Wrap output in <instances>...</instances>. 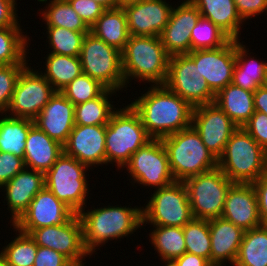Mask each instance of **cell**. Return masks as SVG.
Masks as SVG:
<instances>
[{
  "mask_svg": "<svg viewBox=\"0 0 267 266\" xmlns=\"http://www.w3.org/2000/svg\"><path fill=\"white\" fill-rule=\"evenodd\" d=\"M224 219L244 231L261 226L258 212V199L252 183H233L227 194L224 204Z\"/></svg>",
  "mask_w": 267,
  "mask_h": 266,
  "instance_id": "cell-21",
  "label": "cell"
},
{
  "mask_svg": "<svg viewBox=\"0 0 267 266\" xmlns=\"http://www.w3.org/2000/svg\"><path fill=\"white\" fill-rule=\"evenodd\" d=\"M164 85L193 108L214 103L215 100V94L200 75L195 62L187 54L170 56Z\"/></svg>",
  "mask_w": 267,
  "mask_h": 266,
  "instance_id": "cell-13",
  "label": "cell"
},
{
  "mask_svg": "<svg viewBox=\"0 0 267 266\" xmlns=\"http://www.w3.org/2000/svg\"><path fill=\"white\" fill-rule=\"evenodd\" d=\"M193 219L187 189L176 181L167 187L155 189L142 207V225L184 227Z\"/></svg>",
  "mask_w": 267,
  "mask_h": 266,
  "instance_id": "cell-10",
  "label": "cell"
},
{
  "mask_svg": "<svg viewBox=\"0 0 267 266\" xmlns=\"http://www.w3.org/2000/svg\"><path fill=\"white\" fill-rule=\"evenodd\" d=\"M237 13L245 22L253 16L267 13V0H234Z\"/></svg>",
  "mask_w": 267,
  "mask_h": 266,
  "instance_id": "cell-47",
  "label": "cell"
},
{
  "mask_svg": "<svg viewBox=\"0 0 267 266\" xmlns=\"http://www.w3.org/2000/svg\"><path fill=\"white\" fill-rule=\"evenodd\" d=\"M194 219L210 220L221 217L226 194L233 184L217 166L183 181Z\"/></svg>",
  "mask_w": 267,
  "mask_h": 266,
  "instance_id": "cell-8",
  "label": "cell"
},
{
  "mask_svg": "<svg viewBox=\"0 0 267 266\" xmlns=\"http://www.w3.org/2000/svg\"><path fill=\"white\" fill-rule=\"evenodd\" d=\"M161 141L167 151L175 181L183 182L218 166V160L206 148L192 125L162 138Z\"/></svg>",
  "mask_w": 267,
  "mask_h": 266,
  "instance_id": "cell-5",
  "label": "cell"
},
{
  "mask_svg": "<svg viewBox=\"0 0 267 266\" xmlns=\"http://www.w3.org/2000/svg\"><path fill=\"white\" fill-rule=\"evenodd\" d=\"M253 98L254 92L230 83L215 95L214 103L242 127L255 112Z\"/></svg>",
  "mask_w": 267,
  "mask_h": 266,
  "instance_id": "cell-27",
  "label": "cell"
},
{
  "mask_svg": "<svg viewBox=\"0 0 267 266\" xmlns=\"http://www.w3.org/2000/svg\"><path fill=\"white\" fill-rule=\"evenodd\" d=\"M165 266H176L174 263L172 262H164Z\"/></svg>",
  "mask_w": 267,
  "mask_h": 266,
  "instance_id": "cell-55",
  "label": "cell"
},
{
  "mask_svg": "<svg viewBox=\"0 0 267 266\" xmlns=\"http://www.w3.org/2000/svg\"><path fill=\"white\" fill-rule=\"evenodd\" d=\"M85 264H77V265H72V266H84Z\"/></svg>",
  "mask_w": 267,
  "mask_h": 266,
  "instance_id": "cell-56",
  "label": "cell"
},
{
  "mask_svg": "<svg viewBox=\"0 0 267 266\" xmlns=\"http://www.w3.org/2000/svg\"><path fill=\"white\" fill-rule=\"evenodd\" d=\"M28 63L0 65V114L6 113L10 104L18 77Z\"/></svg>",
  "mask_w": 267,
  "mask_h": 266,
  "instance_id": "cell-42",
  "label": "cell"
},
{
  "mask_svg": "<svg viewBox=\"0 0 267 266\" xmlns=\"http://www.w3.org/2000/svg\"><path fill=\"white\" fill-rule=\"evenodd\" d=\"M89 167L64 152L45 173V187L76 214L86 206ZM85 205V206H84Z\"/></svg>",
  "mask_w": 267,
  "mask_h": 266,
  "instance_id": "cell-7",
  "label": "cell"
},
{
  "mask_svg": "<svg viewBox=\"0 0 267 266\" xmlns=\"http://www.w3.org/2000/svg\"><path fill=\"white\" fill-rule=\"evenodd\" d=\"M252 185L255 188L258 199V212L262 225H267V172Z\"/></svg>",
  "mask_w": 267,
  "mask_h": 266,
  "instance_id": "cell-48",
  "label": "cell"
},
{
  "mask_svg": "<svg viewBox=\"0 0 267 266\" xmlns=\"http://www.w3.org/2000/svg\"><path fill=\"white\" fill-rule=\"evenodd\" d=\"M24 168L23 158L12 153L0 152V188Z\"/></svg>",
  "mask_w": 267,
  "mask_h": 266,
  "instance_id": "cell-44",
  "label": "cell"
},
{
  "mask_svg": "<svg viewBox=\"0 0 267 266\" xmlns=\"http://www.w3.org/2000/svg\"><path fill=\"white\" fill-rule=\"evenodd\" d=\"M233 266H267V225L244 231Z\"/></svg>",
  "mask_w": 267,
  "mask_h": 266,
  "instance_id": "cell-31",
  "label": "cell"
},
{
  "mask_svg": "<svg viewBox=\"0 0 267 266\" xmlns=\"http://www.w3.org/2000/svg\"><path fill=\"white\" fill-rule=\"evenodd\" d=\"M140 1H142V0H118V4H119V7L123 8L127 5L134 4V3H137Z\"/></svg>",
  "mask_w": 267,
  "mask_h": 266,
  "instance_id": "cell-53",
  "label": "cell"
},
{
  "mask_svg": "<svg viewBox=\"0 0 267 266\" xmlns=\"http://www.w3.org/2000/svg\"><path fill=\"white\" fill-rule=\"evenodd\" d=\"M218 167L233 183H253L267 172V151L238 127L219 157Z\"/></svg>",
  "mask_w": 267,
  "mask_h": 266,
  "instance_id": "cell-4",
  "label": "cell"
},
{
  "mask_svg": "<svg viewBox=\"0 0 267 266\" xmlns=\"http://www.w3.org/2000/svg\"><path fill=\"white\" fill-rule=\"evenodd\" d=\"M90 32L122 52L130 36L125 11L122 7L105 9Z\"/></svg>",
  "mask_w": 267,
  "mask_h": 266,
  "instance_id": "cell-29",
  "label": "cell"
},
{
  "mask_svg": "<svg viewBox=\"0 0 267 266\" xmlns=\"http://www.w3.org/2000/svg\"><path fill=\"white\" fill-rule=\"evenodd\" d=\"M68 2L89 27L105 10L101 4L93 0H68Z\"/></svg>",
  "mask_w": 267,
  "mask_h": 266,
  "instance_id": "cell-45",
  "label": "cell"
},
{
  "mask_svg": "<svg viewBox=\"0 0 267 266\" xmlns=\"http://www.w3.org/2000/svg\"><path fill=\"white\" fill-rule=\"evenodd\" d=\"M51 52L58 55L79 56L84 36L88 32L72 31L63 27H46Z\"/></svg>",
  "mask_w": 267,
  "mask_h": 266,
  "instance_id": "cell-39",
  "label": "cell"
},
{
  "mask_svg": "<svg viewBox=\"0 0 267 266\" xmlns=\"http://www.w3.org/2000/svg\"><path fill=\"white\" fill-rule=\"evenodd\" d=\"M64 152L63 145L33 125L27 135L25 167L46 173Z\"/></svg>",
  "mask_w": 267,
  "mask_h": 266,
  "instance_id": "cell-25",
  "label": "cell"
},
{
  "mask_svg": "<svg viewBox=\"0 0 267 266\" xmlns=\"http://www.w3.org/2000/svg\"><path fill=\"white\" fill-rule=\"evenodd\" d=\"M191 125L206 148L218 160L238 126L215 103L193 108Z\"/></svg>",
  "mask_w": 267,
  "mask_h": 266,
  "instance_id": "cell-16",
  "label": "cell"
},
{
  "mask_svg": "<svg viewBox=\"0 0 267 266\" xmlns=\"http://www.w3.org/2000/svg\"><path fill=\"white\" fill-rule=\"evenodd\" d=\"M31 68L21 71L5 114L34 120L56 92L39 70Z\"/></svg>",
  "mask_w": 267,
  "mask_h": 266,
  "instance_id": "cell-12",
  "label": "cell"
},
{
  "mask_svg": "<svg viewBox=\"0 0 267 266\" xmlns=\"http://www.w3.org/2000/svg\"><path fill=\"white\" fill-rule=\"evenodd\" d=\"M117 92L106 88L98 97L75 105V125H107L112 113L116 110L110 103V98L112 94L117 95Z\"/></svg>",
  "mask_w": 267,
  "mask_h": 266,
  "instance_id": "cell-33",
  "label": "cell"
},
{
  "mask_svg": "<svg viewBox=\"0 0 267 266\" xmlns=\"http://www.w3.org/2000/svg\"><path fill=\"white\" fill-rule=\"evenodd\" d=\"M191 51L213 49L225 45L230 38L210 20L200 17L190 30Z\"/></svg>",
  "mask_w": 267,
  "mask_h": 266,
  "instance_id": "cell-40",
  "label": "cell"
},
{
  "mask_svg": "<svg viewBox=\"0 0 267 266\" xmlns=\"http://www.w3.org/2000/svg\"><path fill=\"white\" fill-rule=\"evenodd\" d=\"M176 266H213L207 259L185 252L172 261Z\"/></svg>",
  "mask_w": 267,
  "mask_h": 266,
  "instance_id": "cell-50",
  "label": "cell"
},
{
  "mask_svg": "<svg viewBox=\"0 0 267 266\" xmlns=\"http://www.w3.org/2000/svg\"><path fill=\"white\" fill-rule=\"evenodd\" d=\"M186 252L201 256L211 263V238L208 220L192 219L183 227Z\"/></svg>",
  "mask_w": 267,
  "mask_h": 266,
  "instance_id": "cell-38",
  "label": "cell"
},
{
  "mask_svg": "<svg viewBox=\"0 0 267 266\" xmlns=\"http://www.w3.org/2000/svg\"><path fill=\"white\" fill-rule=\"evenodd\" d=\"M254 110L267 114V85L260 86L254 92Z\"/></svg>",
  "mask_w": 267,
  "mask_h": 266,
  "instance_id": "cell-51",
  "label": "cell"
},
{
  "mask_svg": "<svg viewBox=\"0 0 267 266\" xmlns=\"http://www.w3.org/2000/svg\"><path fill=\"white\" fill-rule=\"evenodd\" d=\"M101 4L105 9L118 8V0H93Z\"/></svg>",
  "mask_w": 267,
  "mask_h": 266,
  "instance_id": "cell-52",
  "label": "cell"
},
{
  "mask_svg": "<svg viewBox=\"0 0 267 266\" xmlns=\"http://www.w3.org/2000/svg\"><path fill=\"white\" fill-rule=\"evenodd\" d=\"M23 33L21 26L0 27V65L28 62L26 51L30 39Z\"/></svg>",
  "mask_w": 267,
  "mask_h": 266,
  "instance_id": "cell-36",
  "label": "cell"
},
{
  "mask_svg": "<svg viewBox=\"0 0 267 266\" xmlns=\"http://www.w3.org/2000/svg\"><path fill=\"white\" fill-rule=\"evenodd\" d=\"M16 0H0V27L20 26Z\"/></svg>",
  "mask_w": 267,
  "mask_h": 266,
  "instance_id": "cell-49",
  "label": "cell"
},
{
  "mask_svg": "<svg viewBox=\"0 0 267 266\" xmlns=\"http://www.w3.org/2000/svg\"><path fill=\"white\" fill-rule=\"evenodd\" d=\"M242 127L267 151V114L255 111Z\"/></svg>",
  "mask_w": 267,
  "mask_h": 266,
  "instance_id": "cell-43",
  "label": "cell"
},
{
  "mask_svg": "<svg viewBox=\"0 0 267 266\" xmlns=\"http://www.w3.org/2000/svg\"><path fill=\"white\" fill-rule=\"evenodd\" d=\"M16 233L15 239L6 244L0 252L6 259L9 266H33L38 246L33 238L13 226Z\"/></svg>",
  "mask_w": 267,
  "mask_h": 266,
  "instance_id": "cell-37",
  "label": "cell"
},
{
  "mask_svg": "<svg viewBox=\"0 0 267 266\" xmlns=\"http://www.w3.org/2000/svg\"><path fill=\"white\" fill-rule=\"evenodd\" d=\"M246 45L236 40V65L232 83L245 90L255 92L260 86L266 85L267 61L248 56ZM248 57V58H247ZM250 58V59H249Z\"/></svg>",
  "mask_w": 267,
  "mask_h": 266,
  "instance_id": "cell-28",
  "label": "cell"
},
{
  "mask_svg": "<svg viewBox=\"0 0 267 266\" xmlns=\"http://www.w3.org/2000/svg\"><path fill=\"white\" fill-rule=\"evenodd\" d=\"M127 168L133 183L145 187L163 188L175 181L165 146L161 139H152L131 155Z\"/></svg>",
  "mask_w": 267,
  "mask_h": 266,
  "instance_id": "cell-11",
  "label": "cell"
},
{
  "mask_svg": "<svg viewBox=\"0 0 267 266\" xmlns=\"http://www.w3.org/2000/svg\"><path fill=\"white\" fill-rule=\"evenodd\" d=\"M173 6L166 0H142L123 7L131 36L160 37Z\"/></svg>",
  "mask_w": 267,
  "mask_h": 266,
  "instance_id": "cell-19",
  "label": "cell"
},
{
  "mask_svg": "<svg viewBox=\"0 0 267 266\" xmlns=\"http://www.w3.org/2000/svg\"><path fill=\"white\" fill-rule=\"evenodd\" d=\"M44 58H46V69H44V73L40 72L56 91H61L83 73L79 56L49 53Z\"/></svg>",
  "mask_w": 267,
  "mask_h": 266,
  "instance_id": "cell-32",
  "label": "cell"
},
{
  "mask_svg": "<svg viewBox=\"0 0 267 266\" xmlns=\"http://www.w3.org/2000/svg\"><path fill=\"white\" fill-rule=\"evenodd\" d=\"M131 102L152 139H162L191 126L193 107L164 84L150 85Z\"/></svg>",
  "mask_w": 267,
  "mask_h": 266,
  "instance_id": "cell-1",
  "label": "cell"
},
{
  "mask_svg": "<svg viewBox=\"0 0 267 266\" xmlns=\"http://www.w3.org/2000/svg\"><path fill=\"white\" fill-rule=\"evenodd\" d=\"M46 3L48 0H37ZM41 12L46 27H63L77 32H90V27L72 8L68 0H49ZM48 5V6H47ZM47 8V9H46Z\"/></svg>",
  "mask_w": 267,
  "mask_h": 266,
  "instance_id": "cell-35",
  "label": "cell"
},
{
  "mask_svg": "<svg viewBox=\"0 0 267 266\" xmlns=\"http://www.w3.org/2000/svg\"><path fill=\"white\" fill-rule=\"evenodd\" d=\"M201 14L190 0H182L173 7L168 23L160 35L166 52L172 56L191 52L190 30L197 24Z\"/></svg>",
  "mask_w": 267,
  "mask_h": 266,
  "instance_id": "cell-20",
  "label": "cell"
},
{
  "mask_svg": "<svg viewBox=\"0 0 267 266\" xmlns=\"http://www.w3.org/2000/svg\"><path fill=\"white\" fill-rule=\"evenodd\" d=\"M201 17L210 20L230 39L240 40V28L244 21L237 13L234 0H190ZM243 22V23H242Z\"/></svg>",
  "mask_w": 267,
  "mask_h": 266,
  "instance_id": "cell-26",
  "label": "cell"
},
{
  "mask_svg": "<svg viewBox=\"0 0 267 266\" xmlns=\"http://www.w3.org/2000/svg\"><path fill=\"white\" fill-rule=\"evenodd\" d=\"M211 238V264L225 266V262L235 263L244 235L241 227L223 217L208 220Z\"/></svg>",
  "mask_w": 267,
  "mask_h": 266,
  "instance_id": "cell-24",
  "label": "cell"
},
{
  "mask_svg": "<svg viewBox=\"0 0 267 266\" xmlns=\"http://www.w3.org/2000/svg\"><path fill=\"white\" fill-rule=\"evenodd\" d=\"M187 55L195 62L200 75L215 95L232 83L236 65V40L230 39L218 48L194 50Z\"/></svg>",
  "mask_w": 267,
  "mask_h": 266,
  "instance_id": "cell-15",
  "label": "cell"
},
{
  "mask_svg": "<svg viewBox=\"0 0 267 266\" xmlns=\"http://www.w3.org/2000/svg\"><path fill=\"white\" fill-rule=\"evenodd\" d=\"M106 87L98 80L81 73L60 92L74 105L85 103L98 97Z\"/></svg>",
  "mask_w": 267,
  "mask_h": 266,
  "instance_id": "cell-41",
  "label": "cell"
},
{
  "mask_svg": "<svg viewBox=\"0 0 267 266\" xmlns=\"http://www.w3.org/2000/svg\"><path fill=\"white\" fill-rule=\"evenodd\" d=\"M152 138L148 135L139 114L129 104L114 111L106 125V165L124 168L131 155Z\"/></svg>",
  "mask_w": 267,
  "mask_h": 266,
  "instance_id": "cell-6",
  "label": "cell"
},
{
  "mask_svg": "<svg viewBox=\"0 0 267 266\" xmlns=\"http://www.w3.org/2000/svg\"><path fill=\"white\" fill-rule=\"evenodd\" d=\"M149 241L163 262H172L186 252L182 227L153 226Z\"/></svg>",
  "mask_w": 267,
  "mask_h": 266,
  "instance_id": "cell-34",
  "label": "cell"
},
{
  "mask_svg": "<svg viewBox=\"0 0 267 266\" xmlns=\"http://www.w3.org/2000/svg\"><path fill=\"white\" fill-rule=\"evenodd\" d=\"M29 235L37 246L61 253L73 265L85 264L83 260L88 255L90 257L83 243L82 224L78 214L64 224L34 229Z\"/></svg>",
  "mask_w": 267,
  "mask_h": 266,
  "instance_id": "cell-14",
  "label": "cell"
},
{
  "mask_svg": "<svg viewBox=\"0 0 267 266\" xmlns=\"http://www.w3.org/2000/svg\"><path fill=\"white\" fill-rule=\"evenodd\" d=\"M106 125H75L67 142L64 153L87 165L106 164L105 150Z\"/></svg>",
  "mask_w": 267,
  "mask_h": 266,
  "instance_id": "cell-18",
  "label": "cell"
},
{
  "mask_svg": "<svg viewBox=\"0 0 267 266\" xmlns=\"http://www.w3.org/2000/svg\"><path fill=\"white\" fill-rule=\"evenodd\" d=\"M82 72L98 80L108 89L119 91L125 87L121 51L88 32L79 55Z\"/></svg>",
  "mask_w": 267,
  "mask_h": 266,
  "instance_id": "cell-9",
  "label": "cell"
},
{
  "mask_svg": "<svg viewBox=\"0 0 267 266\" xmlns=\"http://www.w3.org/2000/svg\"><path fill=\"white\" fill-rule=\"evenodd\" d=\"M87 211V212H86ZM78 213L83 243L90 256L109 240L128 237L142 227V207L103 206Z\"/></svg>",
  "mask_w": 267,
  "mask_h": 266,
  "instance_id": "cell-2",
  "label": "cell"
},
{
  "mask_svg": "<svg viewBox=\"0 0 267 266\" xmlns=\"http://www.w3.org/2000/svg\"><path fill=\"white\" fill-rule=\"evenodd\" d=\"M74 110L75 105L56 91L33 122L50 138L64 145L75 126Z\"/></svg>",
  "mask_w": 267,
  "mask_h": 266,
  "instance_id": "cell-22",
  "label": "cell"
},
{
  "mask_svg": "<svg viewBox=\"0 0 267 266\" xmlns=\"http://www.w3.org/2000/svg\"><path fill=\"white\" fill-rule=\"evenodd\" d=\"M75 214L71 208L44 187L12 226L29 234L34 229L64 224Z\"/></svg>",
  "mask_w": 267,
  "mask_h": 266,
  "instance_id": "cell-17",
  "label": "cell"
},
{
  "mask_svg": "<svg viewBox=\"0 0 267 266\" xmlns=\"http://www.w3.org/2000/svg\"><path fill=\"white\" fill-rule=\"evenodd\" d=\"M125 86L138 79L151 85L164 84L170 55L158 36H129L121 52Z\"/></svg>",
  "mask_w": 267,
  "mask_h": 266,
  "instance_id": "cell-3",
  "label": "cell"
},
{
  "mask_svg": "<svg viewBox=\"0 0 267 266\" xmlns=\"http://www.w3.org/2000/svg\"><path fill=\"white\" fill-rule=\"evenodd\" d=\"M45 187V173L24 168L17 173L2 189L11 212L10 223L13 225L26 211L29 203Z\"/></svg>",
  "mask_w": 267,
  "mask_h": 266,
  "instance_id": "cell-23",
  "label": "cell"
},
{
  "mask_svg": "<svg viewBox=\"0 0 267 266\" xmlns=\"http://www.w3.org/2000/svg\"><path fill=\"white\" fill-rule=\"evenodd\" d=\"M73 264L61 253L38 246L33 266H72Z\"/></svg>",
  "mask_w": 267,
  "mask_h": 266,
  "instance_id": "cell-46",
  "label": "cell"
},
{
  "mask_svg": "<svg viewBox=\"0 0 267 266\" xmlns=\"http://www.w3.org/2000/svg\"><path fill=\"white\" fill-rule=\"evenodd\" d=\"M5 115V116H4ZM0 117V152L12 153L24 159L26 139L33 120L1 114Z\"/></svg>",
  "mask_w": 267,
  "mask_h": 266,
  "instance_id": "cell-30",
  "label": "cell"
},
{
  "mask_svg": "<svg viewBox=\"0 0 267 266\" xmlns=\"http://www.w3.org/2000/svg\"><path fill=\"white\" fill-rule=\"evenodd\" d=\"M0 266H9L5 257L0 253Z\"/></svg>",
  "mask_w": 267,
  "mask_h": 266,
  "instance_id": "cell-54",
  "label": "cell"
}]
</instances>
